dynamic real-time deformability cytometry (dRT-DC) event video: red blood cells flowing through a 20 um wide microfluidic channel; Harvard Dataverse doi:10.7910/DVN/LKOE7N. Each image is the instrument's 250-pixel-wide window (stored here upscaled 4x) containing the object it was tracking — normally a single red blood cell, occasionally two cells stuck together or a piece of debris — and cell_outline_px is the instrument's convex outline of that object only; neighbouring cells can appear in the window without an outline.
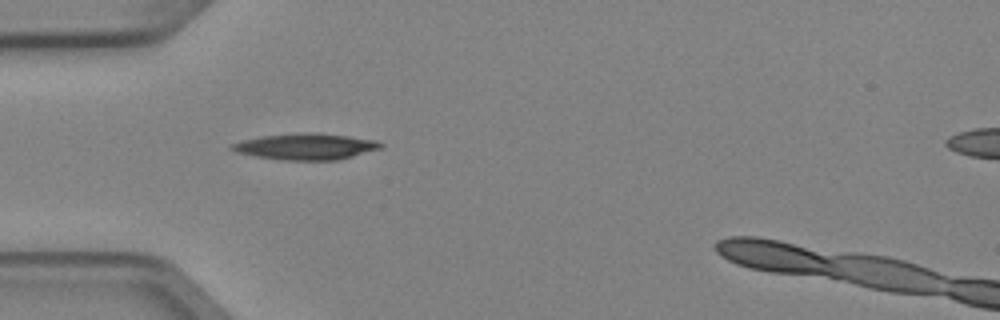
{"species": "Egyptian fruit bat (a non-hibernating species)", "species_latin": "Rousettus aegyptiacus", "temperature_condition": "cold", "stored_images_in_passage": 6, "camera_frame_rate_fps": 3000, "um_per_image_px": 0.085, "animal": {"sex": "female"}, "frame": {"image": 1, "passage_image": 5, "time_ms": 1.333, "image_size_px": [1000, 320], "cell_outline_px": [[384, 144], [380, 148], [352, 156], [336, 160], [284, 160], [256, 156], [236, 152], [228, 148], [232, 144], [244, 140], [264, 136], [320, 132], [376, 140]], "centroid_in_image_um": [26.01, 12.46], "position_along_channel_um": 59.0, "area_um2": 22.31}}